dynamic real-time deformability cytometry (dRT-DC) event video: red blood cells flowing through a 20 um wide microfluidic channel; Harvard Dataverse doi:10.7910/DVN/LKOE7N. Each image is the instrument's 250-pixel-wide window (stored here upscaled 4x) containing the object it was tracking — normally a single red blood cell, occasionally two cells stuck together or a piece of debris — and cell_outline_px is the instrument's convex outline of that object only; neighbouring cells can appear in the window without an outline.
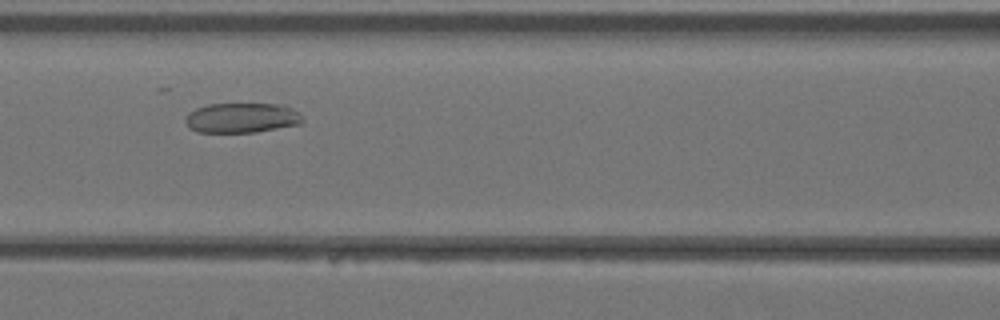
{"species": "Egyptian fruit bat (a non-hibernating species)", "species_latin": "Rousettus aegyptiacus", "temperature_condition": "warm", "stored_images_in_passage": 33, "camera_frame_rate_fps": 3000, "um_per_image_px": 0.085, "animal": {"sex": "female"}, "frame": {"image": 1, "passage_image": 10, "time_ms": 3.0, "image_size_px": [1000, 320], "cell_outline_px": [[304, 120], [300, 124], [256, 132], [196, 132], [188, 128], [184, 120], [188, 112], [196, 108], [208, 104], [284, 104], [300, 112]], "centroid_in_image_um": [20.55, 10.01], "position_along_channel_um": 146.1, "area_um2": 20.69}}
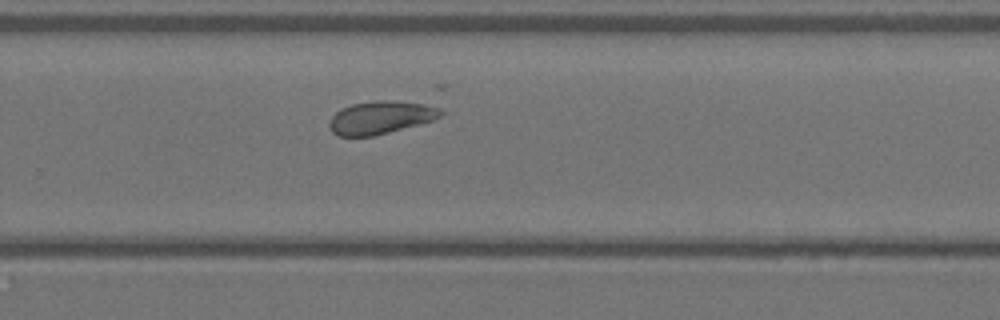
{"frame": {"image": 2, "passage_image": 19, "time_ms": 6.0, "image_size_px": [1000, 320], "cell_outline_px": [[444, 112], [440, 116], [432, 120], [420, 124], [372, 136], [340, 136], [332, 132], [328, 124], [332, 116], [340, 108], [352, 104], [380, 100], [388, 100], [424, 104], [440, 108]], "centroid_in_image_um": [32.33, 9.98], "position_along_channel_um": 297.5, "area_um2": 21.15}}
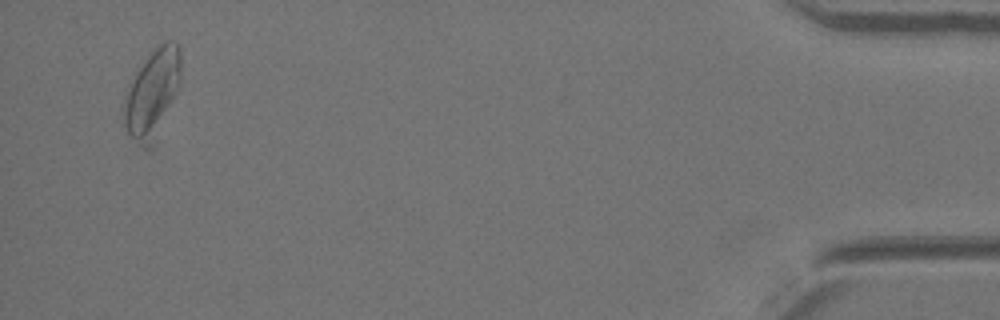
{"frame": {"image": 3, "passage_image": 31, "time_ms": 10.0, "image_size_px": [1000, 320], "cell_outline_px": [[180, 80], [152, 148], [144, 148], [128, 132], [124, 124], [124, 96], [136, 72], [152, 48], [164, 40], [176, 40], [180, 44]], "centroid_in_image_um": [12.95, 7.85], "position_along_channel_um": 422.3, "area_um2": 28.78}}